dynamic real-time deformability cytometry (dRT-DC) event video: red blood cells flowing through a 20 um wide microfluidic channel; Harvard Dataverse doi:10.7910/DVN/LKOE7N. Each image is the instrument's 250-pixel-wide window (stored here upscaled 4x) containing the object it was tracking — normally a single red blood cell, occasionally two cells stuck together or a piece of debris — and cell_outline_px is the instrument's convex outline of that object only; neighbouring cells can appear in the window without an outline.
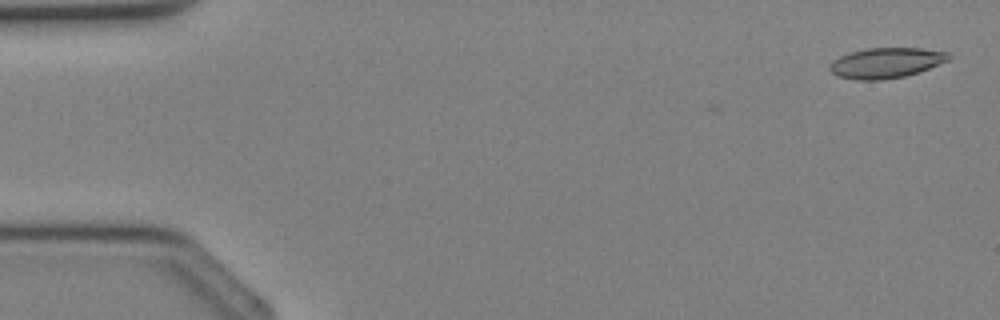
{"species": "Egyptian fruit bat (a non-hibernating species)", "species_latin": "Rousettus aegyptiacus", "temperature_condition": "cold", "stored_images_in_passage": 35, "camera_frame_rate_fps": 3000, "um_per_image_px": 0.085, "animal": {"sex": "female"}, "frame": {"image": 1, "passage_image": 1, "time_ms": 0.0, "image_size_px": [1000, 320], "cell_outline_px": [[952, 56], [948, 60], [928, 68], [904, 76], [880, 80], [856, 80], [836, 76], [828, 68], [828, 64], [832, 60], [840, 56], [852, 52], [868, 48], [920, 48], [948, 52]], "centroid_in_image_um": [75.26, 5.34], "position_along_channel_um": 9.7, "area_um2": 20.92}}
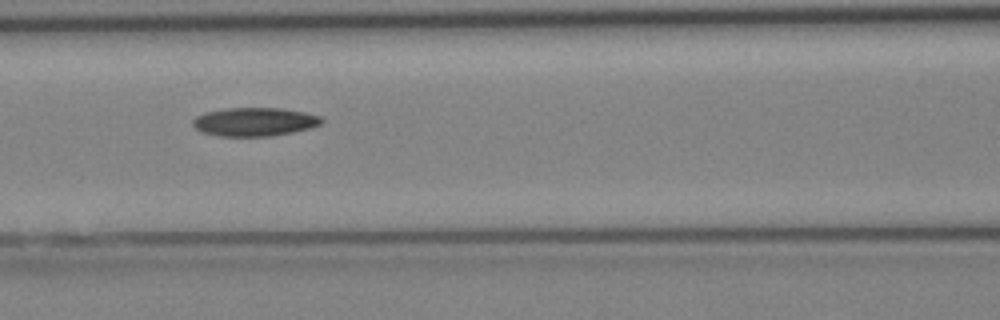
{"frame": {"image": 2, "passage_image": 15, "time_ms": 4.667, "image_size_px": [1000, 320], "cell_outline_px": [[324, 120], [320, 124], [312, 128], [272, 136], [216, 136], [200, 132], [192, 124], [192, 120], [196, 116], [208, 112], [228, 108], [280, 108], [304, 112], [320, 116]], "centroid_in_image_um": [21.63, 10.36], "position_along_channel_um": 145.0, "area_um2": 21.44}}
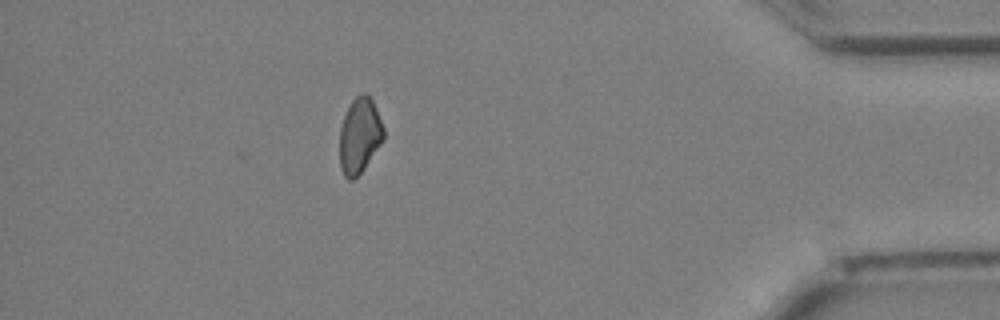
{"frame": {"image": 3, "passage_image": 31, "time_ms": 10.0, "image_size_px": [1000, 320], "cell_outline_px": [[384, 140], [364, 168], [352, 180], [348, 180], [344, 176], [340, 168], [340, 128], [344, 116], [352, 100], [360, 92], [368, 92], [376, 108], [384, 128]], "centroid_in_image_um": [30.57, 11.5], "position_along_channel_um": 404.6, "area_um2": 19.42}}